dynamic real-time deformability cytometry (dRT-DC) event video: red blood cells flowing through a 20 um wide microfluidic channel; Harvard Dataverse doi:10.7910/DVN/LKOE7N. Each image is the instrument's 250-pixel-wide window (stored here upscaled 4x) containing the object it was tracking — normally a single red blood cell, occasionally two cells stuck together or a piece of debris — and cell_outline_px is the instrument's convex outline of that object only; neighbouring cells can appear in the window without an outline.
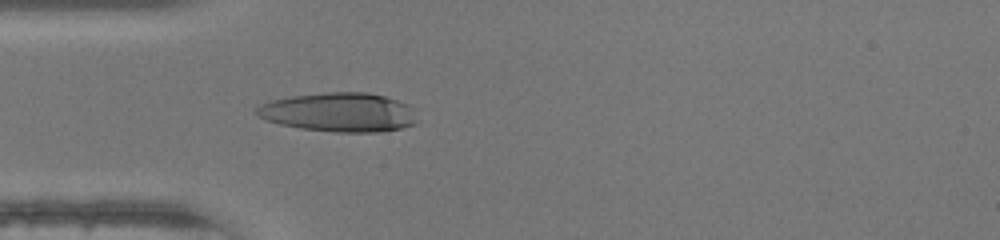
{"species": "human", "species_latin": "Homo sapiens", "temperature_condition": "warm", "stored_images_in_passage": 33, "camera_frame_rate_fps": 3000, "um_per_image_px": 0.085, "donor": {"sex": "female"}, "frame": {"image": 1, "passage_image": 6, "time_ms": 1.667, "image_size_px": [1000, 240], "cell_outline_px": [[416, 124], [400, 128], [376, 132], [336, 132], [300, 128], [280, 124], [256, 116], [252, 112], [260, 104], [272, 100], [292, 96], [324, 92], [368, 92], [384, 96], [408, 104], [416, 108]], "centroid_in_image_um": [28.83, 9.54], "position_along_channel_um": 56.2, "area_um2": 36.82}}
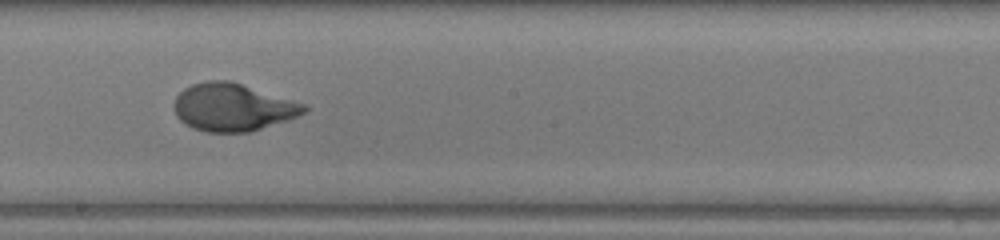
{"frame": {"image": 2, "passage_image": 18, "time_ms": 5.667, "image_size_px": [1000, 240], "cell_outline_px": [[308, 108], [304, 112], [288, 120], [248, 132], [208, 132], [192, 128], [184, 124], [176, 116], [172, 104], [176, 96], [184, 88], [192, 84], [208, 80], [228, 80], [308, 104]], "centroid_in_image_um": [19.76, 9.11], "position_along_channel_um": 228.4, "area_um2": 36.18}}
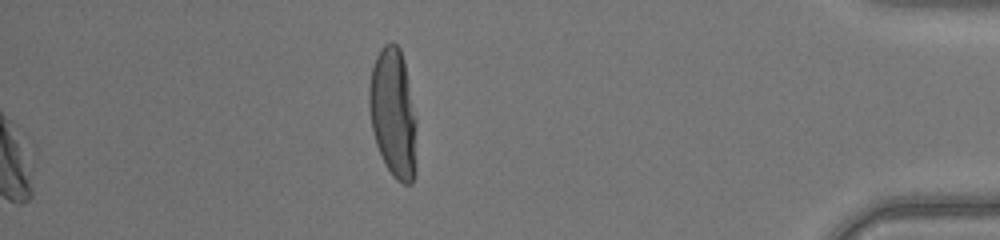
{"frame": {"image": 3, "passage_image": 33, "time_ms": 10.667, "image_size_px": [1000, 240], "cell_outline_px": [[416, 172], [412, 184], [404, 184], [396, 180], [392, 176], [384, 164], [376, 144], [372, 128], [368, 108], [368, 88], [372, 68], [376, 56], [380, 48], [384, 44], [392, 40], [400, 48], [404, 60], [416, 116]], "centroid_in_image_um": [33.43, 9.63], "position_along_channel_um": 401.8, "area_um2": 36.47}, "authors_computed_cell_mechanics": {"area_um2": 35.836, "velocity_mm_per_s": 4.4213, "shape_relaxation_time_tau1_ms": 4.5435, "shape_relaxation_time_tau2_ms": null, "deformation_change_tau1": 0.2741, "deformation_change_tau2": null}}